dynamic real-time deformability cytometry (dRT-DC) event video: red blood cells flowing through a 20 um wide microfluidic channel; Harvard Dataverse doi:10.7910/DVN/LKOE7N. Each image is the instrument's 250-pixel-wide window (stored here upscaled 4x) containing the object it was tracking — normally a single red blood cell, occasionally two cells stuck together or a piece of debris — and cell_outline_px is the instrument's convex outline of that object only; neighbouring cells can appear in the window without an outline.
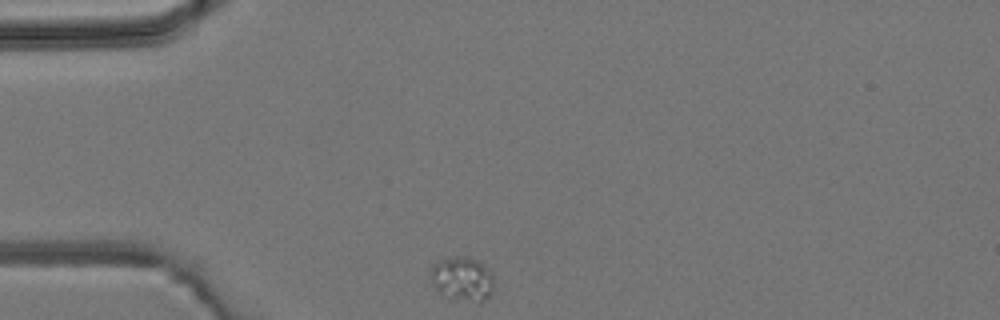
{"species": "common noctule bat (a hibernating species)", "species_latin": "Nyctalus noctula", "temperature_condition": "room temperature", "stored_images_in_passage": 1, "camera_frame_rate_fps": 3000, "um_per_image_px": 0.085, "animal": {"sex": "male", "body_mass_g": 19.2, "forearm_length_mm": 51.8}, "frame": {"image": 1, "passage_image": 1, "time_ms": 0.0, "image_size_px": [1000, 320], "cell_outline_px": [[492, 292], [480, 304], [448, 300], [440, 296], [432, 284], [428, 276], [432, 264], [436, 260], [452, 256], [468, 256], [484, 264], [492, 272]], "centroid_in_image_um": [39.22, 23.74], "position_along_channel_um": 45.8, "area_um2": 17.4}}